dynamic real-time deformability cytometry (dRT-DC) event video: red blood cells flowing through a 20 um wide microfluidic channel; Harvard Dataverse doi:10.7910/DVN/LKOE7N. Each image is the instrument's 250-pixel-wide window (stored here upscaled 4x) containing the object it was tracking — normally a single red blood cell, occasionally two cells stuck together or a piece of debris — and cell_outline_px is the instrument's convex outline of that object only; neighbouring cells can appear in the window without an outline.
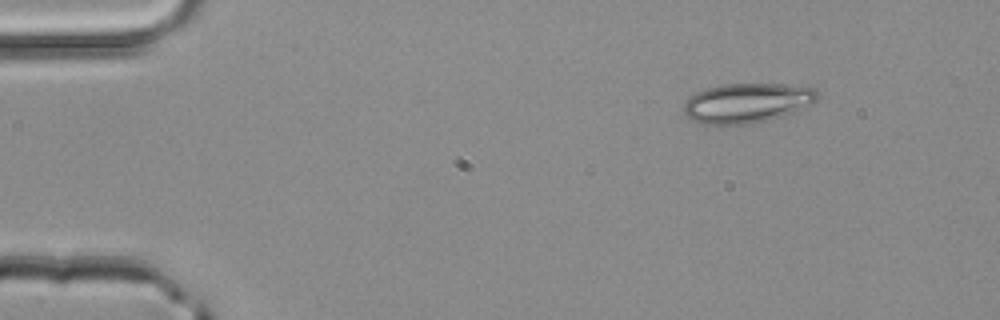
{"species": "common noctule bat (a hibernating species)", "species_latin": "Nyctalus noctula", "temperature_condition": "room temperature", "stored_images_in_passage": 4, "camera_frame_rate_fps": 3000, "um_per_image_px": 0.085, "animal": {"sex": "male", "body_mass_g": 20.4}, "frame": {"image": 1, "passage_image": 2, "time_ms": 0.333, "image_size_px": [1000, 320], "cell_outline_px": [[820, 96], [816, 100], [796, 112], [768, 120], [752, 124], [700, 124], [692, 120], [684, 112], [684, 104], [696, 92], [704, 88], [724, 84], [784, 84], [816, 88]], "centroid_in_image_um": [63.52, 8.75], "position_along_channel_um": 21.5, "area_um2": 30.98}}